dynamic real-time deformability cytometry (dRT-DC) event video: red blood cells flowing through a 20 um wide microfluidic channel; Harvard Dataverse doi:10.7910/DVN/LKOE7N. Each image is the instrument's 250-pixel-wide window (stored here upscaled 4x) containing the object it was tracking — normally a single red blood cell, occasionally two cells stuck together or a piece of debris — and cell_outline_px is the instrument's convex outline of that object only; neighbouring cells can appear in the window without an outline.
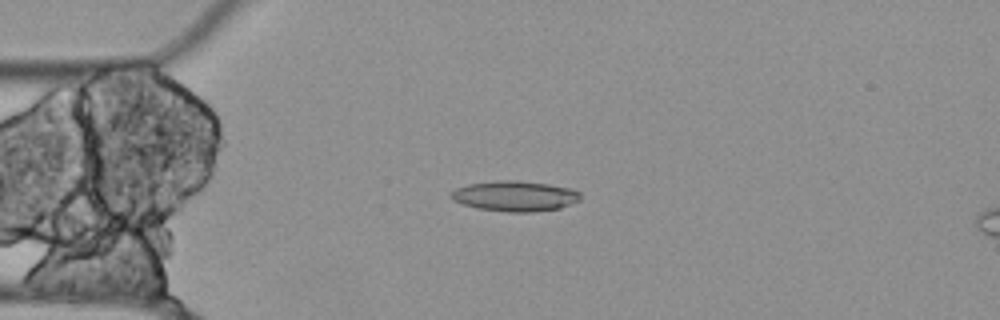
{"species": "Egyptian fruit bat (a non-hibernating species)", "species_latin": "Rousettus aegyptiacus", "temperature_condition": "cold", "stored_images_in_passage": 49, "camera_frame_rate_fps": 3000, "um_per_image_px": 0.085, "animal": {"sex": "female"}, "frame": {"image": 1, "passage_image": 7, "time_ms": 2.0, "image_size_px": [1000, 320], "cell_outline_px": [[580, 200], [560, 208], [532, 212], [508, 212], [476, 208], [464, 204], [448, 196], [448, 192], [456, 188], [468, 184], [496, 180], [516, 180], [548, 184], [572, 188], [580, 192]], "centroid_in_image_um": [43.76, 16.66], "position_along_channel_um": 41.2, "area_um2": 23.0}}
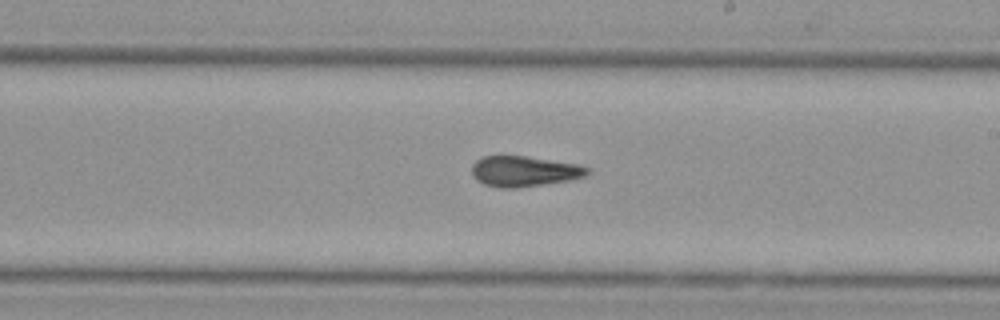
{"frame": {"image": 2, "passage_image": 25, "time_ms": 8.0, "image_size_px": [1000, 320], "cell_outline_px": [[588, 172], [584, 176], [572, 180], [516, 188], [500, 188], [484, 184], [476, 180], [472, 176], [472, 164], [480, 156], [528, 156], [580, 164], [588, 168]], "centroid_in_image_um": [44.53, 14.55], "position_along_channel_um": 244.5, "area_um2": 20.75}}
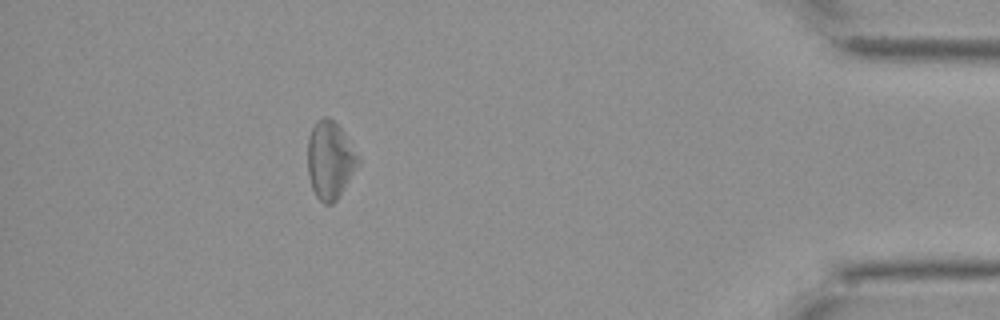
{"frame": {"image": 3, "passage_image": 43, "time_ms": 14.0, "image_size_px": [1000, 320], "cell_outline_px": [[360, 164], [336, 200], [332, 204], [324, 204], [316, 196], [312, 188], [308, 172], [308, 136], [316, 120], [324, 116], [328, 116], [344, 132], [360, 160]], "centroid_in_image_um": [28.05, 13.6], "position_along_channel_um": 407.2, "area_um2": 22.72}, "authors_computed_cell_mechanics": {"area_um2": 21.5594, "velocity_mm_per_s": 3.5577, "shape_relaxation_time_tau1_ms": null, "shape_relaxation_time_tau2_ms": 6.9502, "deformation_change_tau1": null, "deformation_change_tau2": 0.1879}}